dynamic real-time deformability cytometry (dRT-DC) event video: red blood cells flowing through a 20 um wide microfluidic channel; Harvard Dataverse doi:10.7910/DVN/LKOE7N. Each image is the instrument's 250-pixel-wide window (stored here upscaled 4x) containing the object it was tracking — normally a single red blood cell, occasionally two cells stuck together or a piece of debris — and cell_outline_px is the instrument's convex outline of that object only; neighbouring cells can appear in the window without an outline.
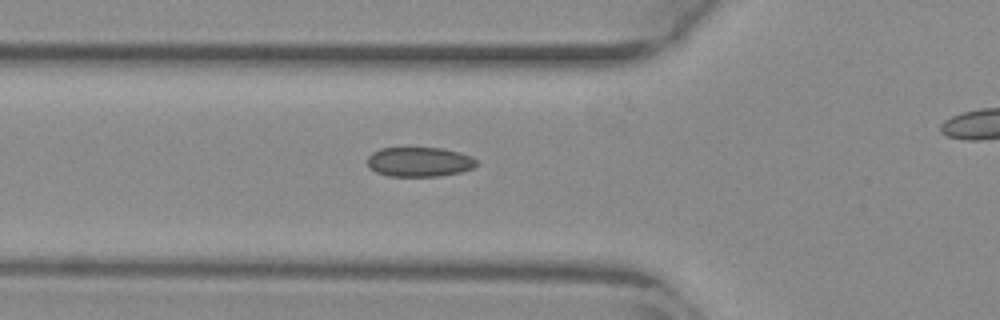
{"species": "common noctule bat (a hibernating species)", "species_latin": "Nyctalus noctula", "temperature_condition": "warm", "stored_images_in_passage": 27, "camera_frame_rate_fps": 3000, "um_per_image_px": 0.085, "animal": {"sex": "female", "body_mass_g": 29.2, "forearm_length_mm": 56.3}, "frame": {"image": 1, "passage_image": 2, "time_ms": 0.333, "image_size_px": [1000, 320], "cell_outline_px": [[480, 164], [472, 168], [460, 172], [440, 176], [388, 176], [376, 172], [368, 168], [368, 156], [372, 152], [380, 148], [444, 148], [460, 152], [472, 156]], "centroid_in_image_um": [35.66, 13.76], "position_along_channel_um": 90.1, "area_um2": 19.02}}
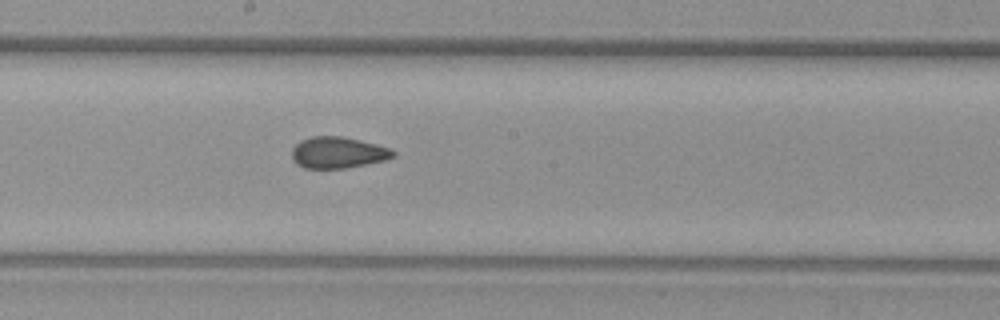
{"frame": {"image": 2, "passage_image": 12, "time_ms": 3.667, "image_size_px": [1000, 320], "cell_outline_px": [[396, 156], [384, 160], [344, 168], [304, 168], [296, 164], [292, 160], [292, 148], [300, 140], [312, 136], [344, 136], [392, 148], [396, 152]], "centroid_in_image_um": [28.72, 12.96], "position_along_channel_um": 219.5, "area_um2": 18.61}}
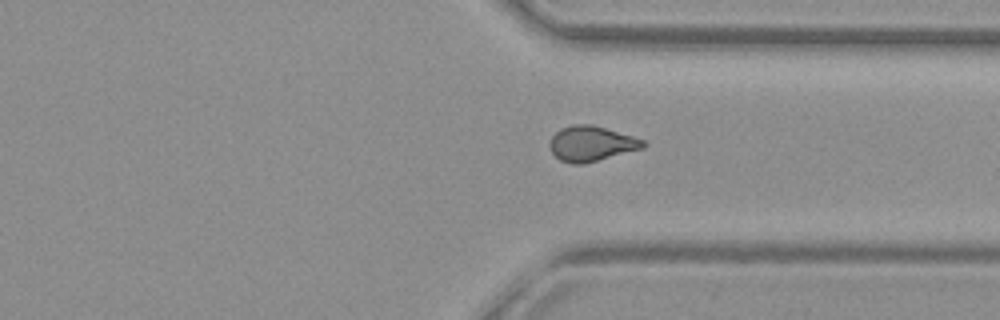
{"frame": {"image": 3, "passage_image": 23, "time_ms": 7.333, "image_size_px": [1000, 320], "cell_outline_px": [[648, 144], [644, 148], [584, 164], [572, 164], [560, 160], [552, 152], [552, 136], [560, 128], [572, 124], [592, 124], [632, 136], [644, 140]], "centroid_in_image_um": [50.3, 12.21], "position_along_channel_um": 361.1, "area_um2": 19.02}}